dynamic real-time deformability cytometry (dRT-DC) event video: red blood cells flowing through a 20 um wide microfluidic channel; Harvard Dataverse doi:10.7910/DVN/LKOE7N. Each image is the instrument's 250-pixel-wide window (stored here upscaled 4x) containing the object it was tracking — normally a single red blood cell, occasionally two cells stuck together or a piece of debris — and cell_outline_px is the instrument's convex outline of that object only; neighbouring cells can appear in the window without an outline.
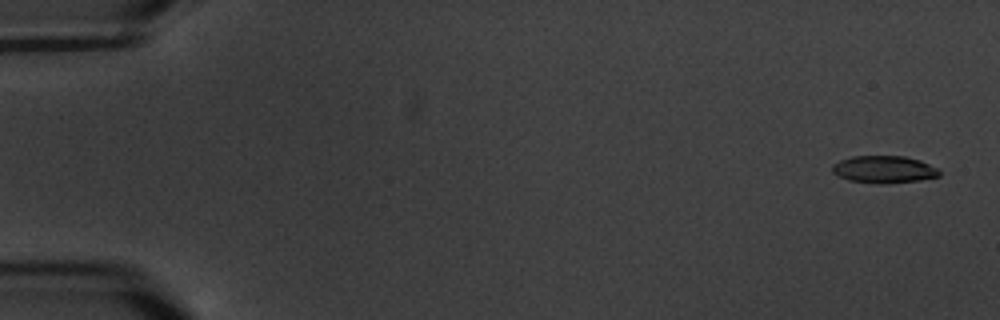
{"species": "common noctule bat (a hibernating species)", "species_latin": "Nyctalus noctula", "temperature_condition": "warm", "stored_images_in_passage": 5, "camera_frame_rate_fps": 3000, "um_per_image_px": 0.085, "animal": {"sex": "male", "body_mass_g": 20.1, "forearm_length_mm": 53.5}, "frame": {"image": 1, "passage_image": 1, "time_ms": 0.0, "image_size_px": [1000, 320], "cell_outline_px": [[940, 176], [920, 180], [888, 184], [876, 184], [848, 180], [832, 172], [832, 164], [840, 160], [852, 156], [904, 156], [920, 160], [936, 168], [940, 172]], "centroid_in_image_um": [75.12, 14.41], "position_along_channel_um": 9.9, "area_um2": 17.11}}
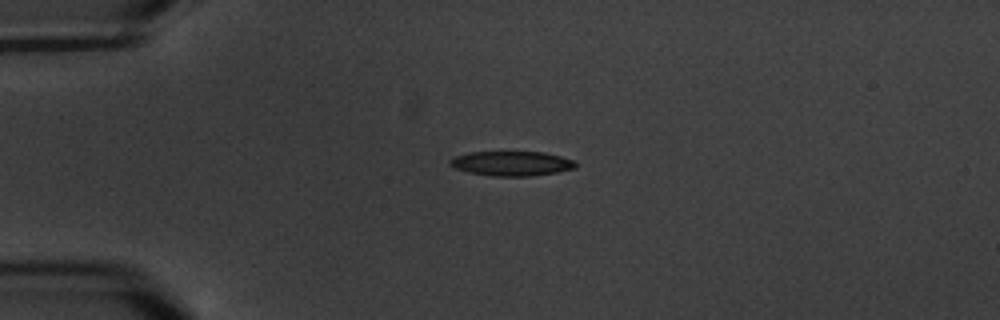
{"frame": {"image": 2, "passage_image": 4, "time_ms": 4.333, "image_size_px": [1000, 320], "cell_outline_px": [[576, 168], [556, 172], [532, 176], [492, 176], [468, 172], [452, 168], [448, 164], [448, 160], [456, 156], [468, 152], [544, 152], [560, 156], [572, 160], [576, 164]], "centroid_in_image_um": [43.43, 13.9], "position_along_channel_um": 41.6, "area_um2": 18.09}}